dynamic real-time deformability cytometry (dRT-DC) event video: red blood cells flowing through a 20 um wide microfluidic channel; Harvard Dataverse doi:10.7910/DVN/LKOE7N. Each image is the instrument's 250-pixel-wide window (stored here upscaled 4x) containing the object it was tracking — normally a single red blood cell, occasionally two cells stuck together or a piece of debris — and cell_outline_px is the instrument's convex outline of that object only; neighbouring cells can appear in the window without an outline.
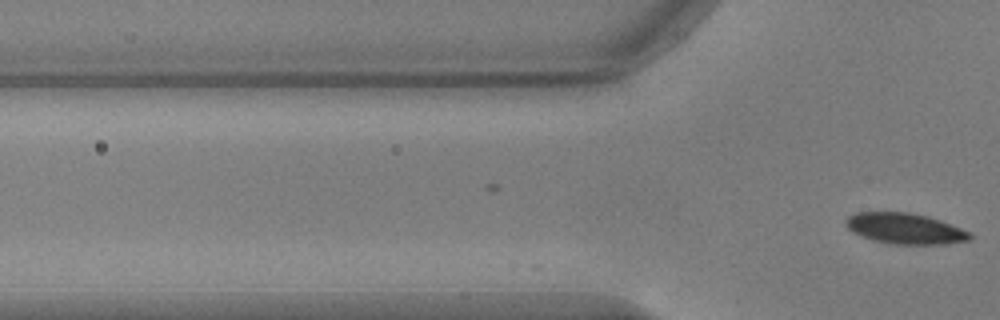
{"species": "common noctule bat (a hibernating species)", "species_latin": "Nyctalus noctula", "temperature_condition": "warm", "stored_images_in_passage": 6, "camera_frame_rate_fps": 3000, "um_per_image_px": 0.085, "animal": {"sex": "male", "body_mass_g": 17.9, "forearm_length_mm": 54.2}, "frame": {"image": 1, "passage_image": 6, "time_ms": 1.667, "image_size_px": [1000, 320], "cell_outline_px": [[972, 236], [968, 240], [940, 244], [896, 244], [876, 240], [852, 232], [844, 224], [844, 220], [848, 216], [856, 212], [908, 212], [928, 216], [940, 220], [960, 228], [968, 232]], "centroid_in_image_um": [76.88, 19.4], "position_along_channel_um": 48.9, "area_um2": 21.91}}